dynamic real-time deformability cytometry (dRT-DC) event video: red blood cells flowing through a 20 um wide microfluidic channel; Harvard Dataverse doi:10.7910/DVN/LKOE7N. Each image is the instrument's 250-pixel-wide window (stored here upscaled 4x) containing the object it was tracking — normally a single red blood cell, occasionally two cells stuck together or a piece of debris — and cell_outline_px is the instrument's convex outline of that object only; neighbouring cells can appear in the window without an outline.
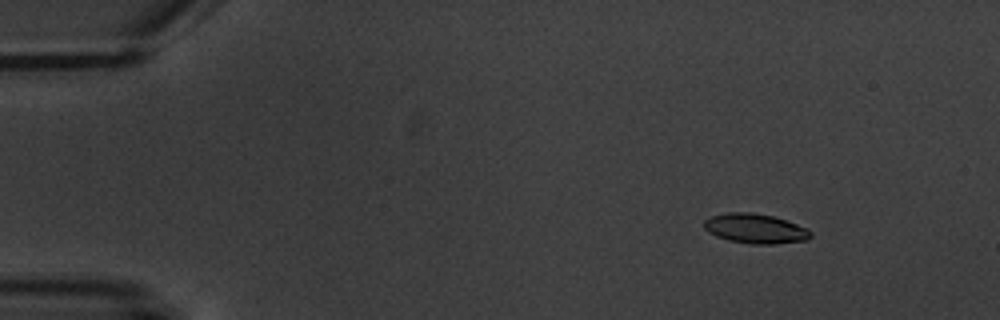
{"species": "common noctule bat (a hibernating species)", "species_latin": "Nyctalus noctula", "temperature_condition": "warm", "stored_images_in_passage": 10, "camera_frame_rate_fps": 3000, "um_per_image_px": 0.085, "animal": {"sex": "male", "body_mass_g": 20.1, "forearm_length_mm": 53.5}, "frame": {"image": 1, "passage_image": 2, "time_ms": 1.0, "image_size_px": [1000, 320], "cell_outline_px": [[812, 236], [808, 240], [776, 244], [752, 244], [728, 240], [716, 236], [708, 232], [704, 228], [704, 220], [712, 216], [728, 212], [752, 212], [772, 216], [808, 228], [812, 232]], "centroid_in_image_um": [64.21, 19.44], "position_along_channel_um": 20.8, "area_um2": 18.5}}
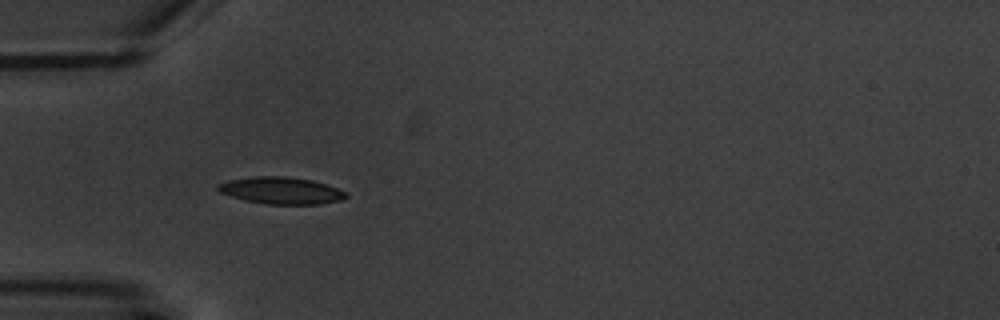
{"frame": {"image": 2, "passage_image": 5, "time_ms": 4.667, "image_size_px": [1000, 320], "cell_outline_px": [[348, 196], [340, 200], [320, 204], [268, 204], [244, 200], [220, 192], [216, 188], [216, 184], [228, 180], [252, 176], [288, 176], [312, 180], [348, 192]], "centroid_in_image_um": [23.88, 16.18], "position_along_channel_um": 61.1, "area_um2": 20.11}}
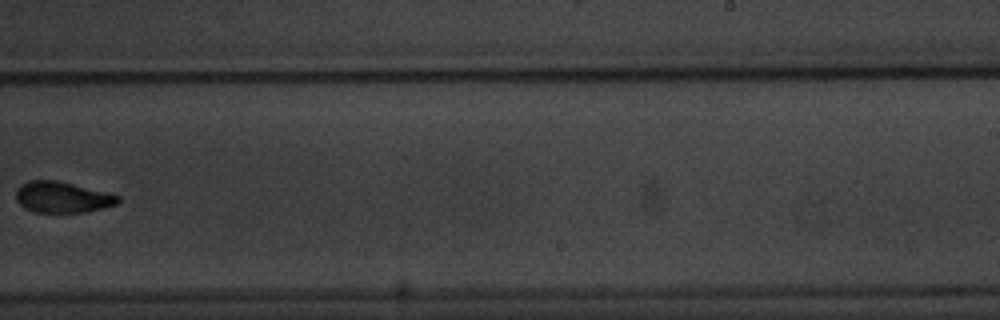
{"frame": {"image": 3, "passage_image": 10, "time_ms": 11.0, "image_size_px": [1000, 320], "cell_outline_px": [[120, 200], [116, 204], [104, 208], [84, 212], [32, 212], [24, 208], [16, 200], [16, 188], [20, 184], [28, 180], [56, 180], [108, 192], [120, 196]], "centroid_in_image_um": [5.27, 16.75], "position_along_channel_um": 283.7, "area_um2": 18.61}}